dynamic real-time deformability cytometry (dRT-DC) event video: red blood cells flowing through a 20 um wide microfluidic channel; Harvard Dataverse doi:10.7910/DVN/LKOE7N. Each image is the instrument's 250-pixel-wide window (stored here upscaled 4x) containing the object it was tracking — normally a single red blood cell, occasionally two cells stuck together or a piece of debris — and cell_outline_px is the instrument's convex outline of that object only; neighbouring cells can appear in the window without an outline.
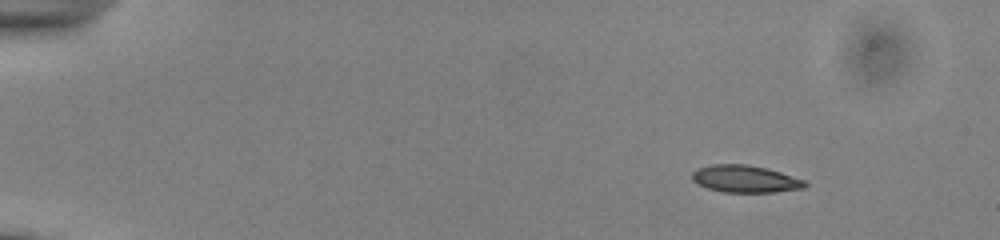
{"species": "common noctule bat (a hibernating species)", "species_latin": "Nyctalus noctula", "temperature_condition": "cold", "stored_images_in_passage": 48, "camera_frame_rate_fps": 3000, "um_per_image_px": 0.085, "animal": {"sex": "male", "body_mass_g": 13.0, "forearm_length_mm": 53.1}, "frame": {"image": 1, "passage_image": 1, "time_ms": 0.0, "image_size_px": [1000, 240], "cell_outline_px": [[808, 184], [804, 188], [772, 192], [720, 192], [708, 188], [692, 180], [692, 172], [696, 168], [712, 164], [748, 164], [768, 168], [804, 180]], "centroid_in_image_um": [63.32, 15.2], "position_along_channel_um": 21.7, "area_um2": 17.92}}
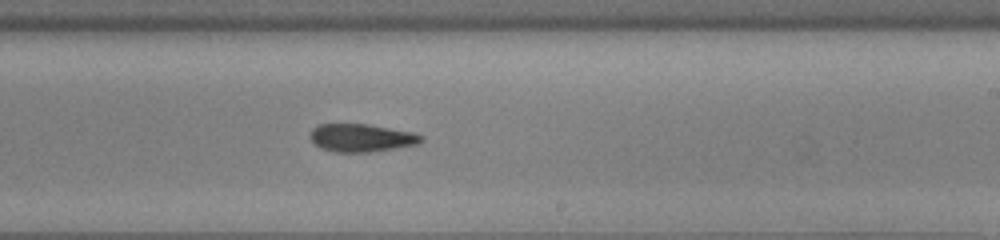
{"frame": {"image": 2, "passage_image": 28, "time_ms": 9.0, "image_size_px": [1000, 240], "cell_outline_px": [[424, 140], [420, 144], [368, 152], [336, 152], [320, 148], [312, 144], [308, 136], [312, 128], [316, 124], [368, 124], [412, 132], [424, 136]], "centroid_in_image_um": [30.67, 11.71], "position_along_channel_um": 258.3, "area_um2": 18.32}}
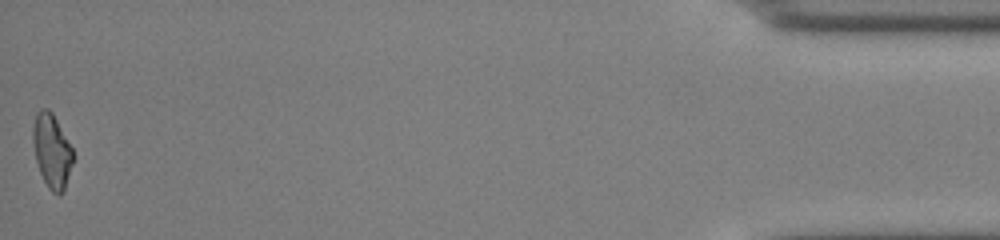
{"frame": {"image": 3, "passage_image": 48, "time_ms": 15.667, "image_size_px": [1000, 240], "cell_outline_px": [[72, 164], [64, 192], [60, 196], [52, 192], [48, 188], [40, 172], [36, 160], [32, 140], [32, 128], [36, 112], [40, 108], [48, 108], [52, 112], [72, 148]], "centroid_in_image_um": [4.39, 12.83], "position_along_channel_um": 430.8, "area_um2": 17.28}, "authors_computed_cell_mechanics": {"area_um2": 18.2359, "velocity_mm_per_s": 3.8717, "shape_relaxation_time_tau1_ms": 4.0674, "shape_relaxation_time_tau2_ms": 6.7439, "deformation_change_tau1": 0.1178, "deformation_change_tau2": 0.1402}}